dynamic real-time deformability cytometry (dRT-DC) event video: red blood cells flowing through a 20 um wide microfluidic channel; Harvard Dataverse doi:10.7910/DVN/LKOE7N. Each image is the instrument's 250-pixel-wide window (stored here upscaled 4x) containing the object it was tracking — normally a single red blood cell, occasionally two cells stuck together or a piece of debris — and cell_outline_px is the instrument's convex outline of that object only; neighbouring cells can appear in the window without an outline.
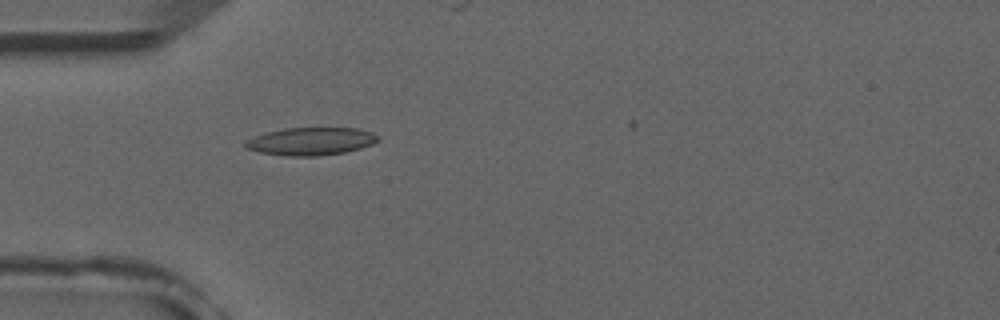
{"species": "common noctule bat (a hibernating species)", "species_latin": "Nyctalus noctula", "temperature_condition": "room temperature", "stored_images_in_passage": 33, "camera_frame_rate_fps": 3000, "um_per_image_px": 0.085, "animal": {"sex": "male", "forearm_length_mm": 52.5}, "frame": {"image": 1, "passage_image": 6, "time_ms": 1.667, "image_size_px": [1000, 320], "cell_outline_px": [[380, 140], [372, 144], [360, 148], [344, 152], [316, 156], [288, 156], [260, 152], [244, 148], [244, 140], [268, 132], [284, 128], [356, 128], [372, 132], [380, 136]], "centroid_in_image_um": [26.43, 12.01], "position_along_channel_um": 58.6, "area_um2": 21.44}}
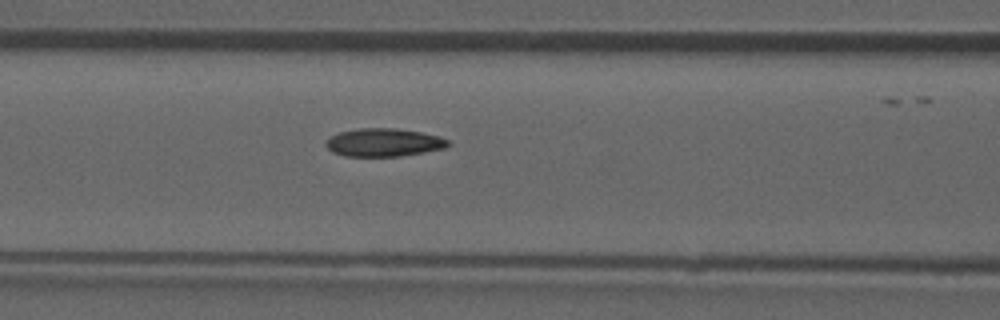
{"frame": {"image": 2, "passage_image": 12, "time_ms": 3.667, "image_size_px": [1000, 320], "cell_outline_px": [[452, 144], [444, 148], [400, 156], [344, 156], [332, 152], [324, 144], [332, 136], [340, 132], [360, 128], [396, 128], [420, 132], [440, 136], [448, 140]], "centroid_in_image_um": [32.63, 12.11], "position_along_channel_um": 134.0, "area_um2": 19.88}}
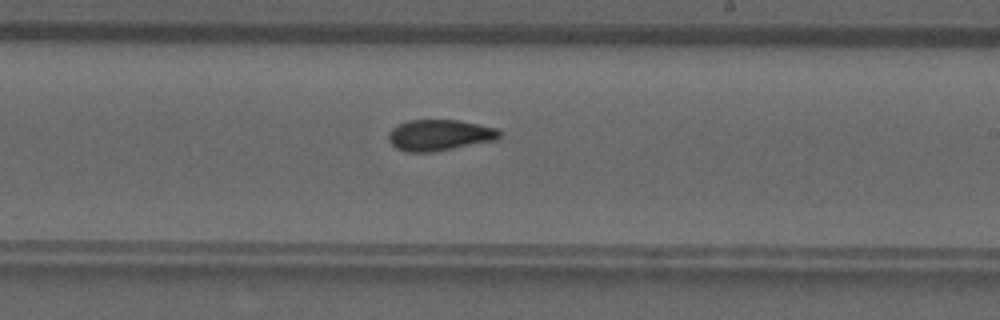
{"frame": {"image": 3, "passage_image": 21, "time_ms": 6.667, "image_size_px": [1000, 320], "cell_outline_px": [[504, 132], [496, 140], [432, 152], [408, 152], [396, 148], [388, 140], [388, 132], [392, 128], [408, 120], [456, 120], [496, 128]], "centroid_in_image_um": [37.35, 11.49], "position_along_channel_um": 251.6, "area_um2": 20.0}}